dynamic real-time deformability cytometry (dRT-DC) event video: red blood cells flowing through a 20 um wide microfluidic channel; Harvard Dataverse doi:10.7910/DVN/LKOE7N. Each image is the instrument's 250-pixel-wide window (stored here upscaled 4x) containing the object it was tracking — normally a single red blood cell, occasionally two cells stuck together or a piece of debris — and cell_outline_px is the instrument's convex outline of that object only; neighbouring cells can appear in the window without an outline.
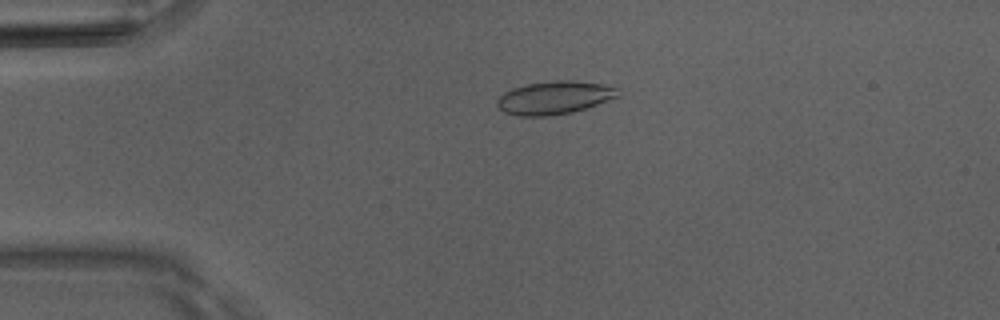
{"species": "Egyptian fruit bat (a non-hibernating species)", "species_latin": "Rousettus aegyptiacus", "temperature_condition": "room temperature", "stored_images_in_passage": 46, "camera_frame_rate_fps": 3000, "um_per_image_px": 0.085, "animal": {"sex": "male"}, "frame": {"image": 1, "passage_image": 7, "time_ms": 2.0, "image_size_px": [1000, 320], "cell_outline_px": [[620, 96], [572, 112], [548, 116], [520, 116], [504, 112], [496, 104], [496, 100], [504, 92], [512, 88], [528, 84], [556, 80], [572, 80], [604, 84], [620, 88]], "centroid_in_image_um": [47.14, 8.29], "position_along_channel_um": 37.9, "area_um2": 23.29}}
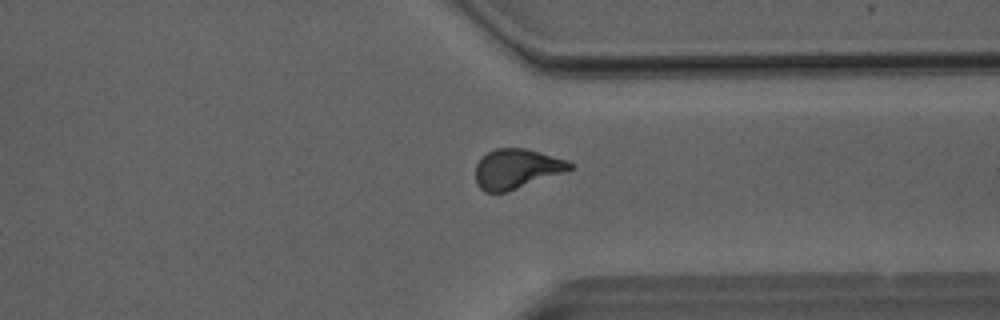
{"frame": {"image": 2, "passage_image": 34, "time_ms": 11.0, "image_size_px": [1000, 320], "cell_outline_px": [[572, 168], [564, 172], [508, 192], [484, 192], [476, 184], [476, 164], [488, 152], [496, 148], [524, 148], [540, 152], [568, 160], [572, 164]], "centroid_in_image_um": [43.9, 14.35], "position_along_channel_um": 367.5, "area_um2": 21.73}}
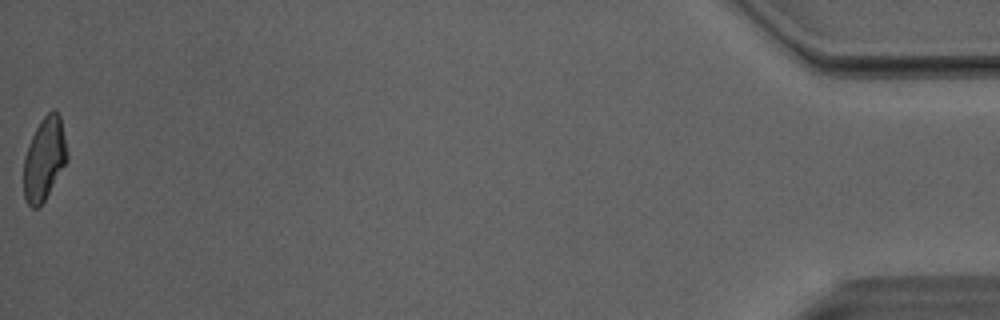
{"frame": {"image": 3, "passage_image": 46, "time_ms": 15.0, "image_size_px": [1000, 320], "cell_outline_px": [[68, 160], [44, 200], [36, 208], [32, 208], [24, 200], [24, 156], [28, 144], [40, 120], [52, 108], [56, 108], [60, 116], [68, 152]], "centroid_in_image_um": [3.77, 13.47], "position_along_channel_um": 431.4, "area_um2": 21.04}, "authors_computed_cell_mechanics": {"area_um2": 21.8773, "velocity_mm_per_s": 4.081, "shape_relaxation_time_tau1_ms": 7.785, "shape_relaxation_time_tau2_ms": 1.5422, "deformation_change_tau1": 0.1888, "deformation_change_tau2": 0.0695}}